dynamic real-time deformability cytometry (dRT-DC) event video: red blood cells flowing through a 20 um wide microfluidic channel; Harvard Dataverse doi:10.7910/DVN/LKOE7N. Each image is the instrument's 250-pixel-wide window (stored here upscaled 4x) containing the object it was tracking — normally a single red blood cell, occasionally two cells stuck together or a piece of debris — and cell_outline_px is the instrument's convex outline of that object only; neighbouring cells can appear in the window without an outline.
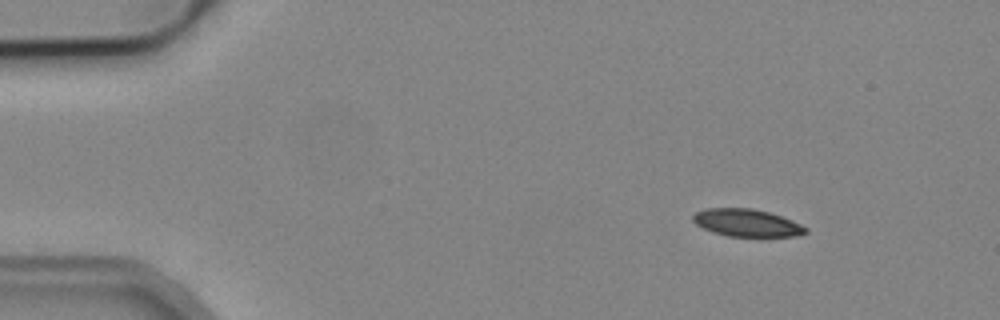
{"species": "common noctule bat (a hibernating species)", "species_latin": "Nyctalus noctula", "temperature_condition": "cold", "stored_images_in_passage": 4, "camera_frame_rate_fps": 3000, "um_per_image_px": 0.085, "animal": {"sex": "male", "body_mass_g": 19.2, "forearm_length_mm": 51.8}, "frame": {"image": 1, "passage_image": 2, "time_ms": 1.333, "image_size_px": [1000, 320], "cell_outline_px": [[808, 232], [796, 236], [728, 236], [712, 232], [696, 224], [692, 220], [692, 216], [696, 212], [708, 208], [752, 208], [768, 212], [792, 220], [808, 228]], "centroid_in_image_um": [63.48, 18.94], "position_along_channel_um": 21.5, "area_um2": 17.92}}
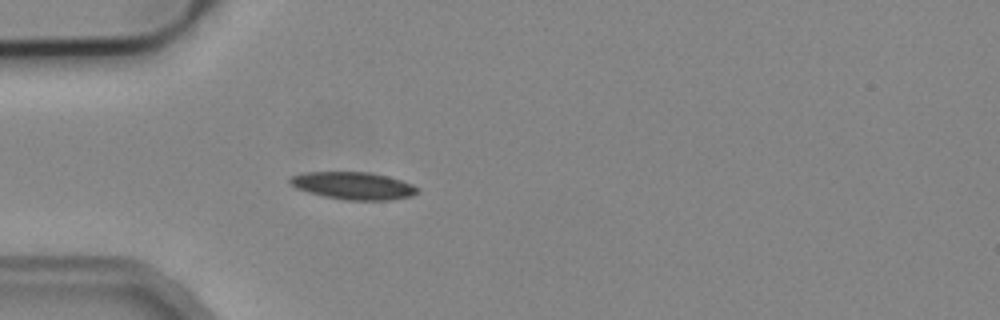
{"frame": {"image": 2, "passage_image": 4, "time_ms": 4.333, "image_size_px": [1000, 320], "cell_outline_px": [[420, 192], [412, 196], [392, 200], [344, 200], [324, 196], [308, 192], [296, 188], [288, 184], [288, 180], [292, 176], [304, 172], [372, 172], [388, 176], [412, 184], [420, 188]], "centroid_in_image_um": [30.05, 15.79], "position_along_channel_um": 54.9, "area_um2": 20.63}}